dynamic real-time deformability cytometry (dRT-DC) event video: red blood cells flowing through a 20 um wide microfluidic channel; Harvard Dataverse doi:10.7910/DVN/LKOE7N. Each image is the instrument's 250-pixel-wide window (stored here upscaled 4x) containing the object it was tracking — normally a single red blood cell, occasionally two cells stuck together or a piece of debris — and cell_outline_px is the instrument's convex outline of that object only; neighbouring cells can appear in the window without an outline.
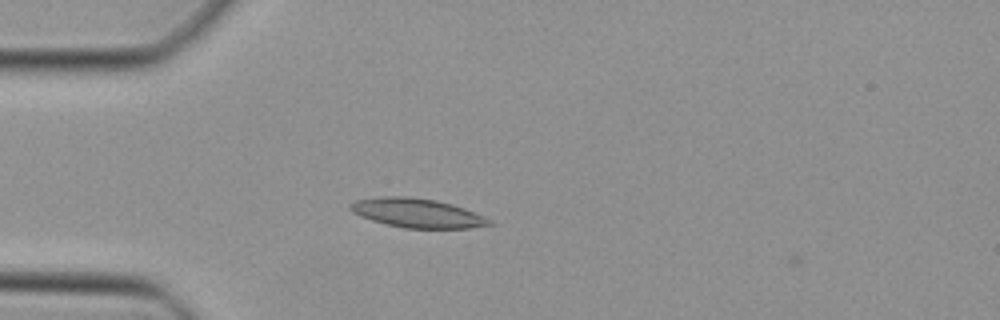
{"species": "Egyptian fruit bat (a non-hibernating species)", "species_latin": "Rousettus aegyptiacus", "temperature_condition": "cold", "stored_images_in_passage": 5, "camera_frame_rate_fps": 3000, "um_per_image_px": 0.085, "animal": {"sex": "female"}, "frame": {"image": 1, "passage_image": 3, "time_ms": 0.667, "image_size_px": [1000, 320], "cell_outline_px": [[496, 224], [468, 228], [404, 228], [372, 220], [360, 216], [352, 212], [348, 208], [348, 204], [356, 200], [380, 196], [404, 196], [436, 200], [452, 204], [464, 208], [484, 216], [492, 220]], "centroid_in_image_um": [35.46, 18.1], "position_along_channel_um": 49.5, "area_um2": 23.64}}